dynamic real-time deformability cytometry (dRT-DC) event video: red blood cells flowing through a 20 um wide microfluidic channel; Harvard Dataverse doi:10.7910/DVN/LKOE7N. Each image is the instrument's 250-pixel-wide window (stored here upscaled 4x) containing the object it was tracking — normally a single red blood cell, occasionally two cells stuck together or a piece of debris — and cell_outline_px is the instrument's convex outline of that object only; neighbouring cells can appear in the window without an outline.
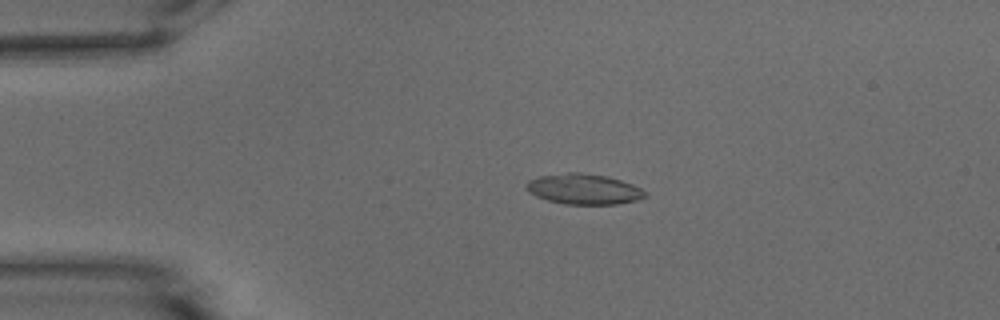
{"species": "common noctule bat (a hibernating species)", "species_latin": "Nyctalus noctula", "temperature_condition": "warm", "stored_images_in_passage": 16, "camera_frame_rate_fps": 3000, "um_per_image_px": 0.085, "animal": {"sex": "male", "body_mass_g": 15.6}, "frame": {"image": 1, "passage_image": 11, "time_ms": 3.333, "image_size_px": [1000, 320], "cell_outline_px": [[648, 196], [636, 200], [616, 204], [564, 204], [548, 200], [536, 196], [528, 192], [524, 188], [524, 184], [528, 180], [540, 176], [568, 172], [580, 172], [608, 176], [632, 184], [648, 192]], "centroid_in_image_um": [49.6, 16.07], "position_along_channel_um": 35.4, "area_um2": 21.27}}